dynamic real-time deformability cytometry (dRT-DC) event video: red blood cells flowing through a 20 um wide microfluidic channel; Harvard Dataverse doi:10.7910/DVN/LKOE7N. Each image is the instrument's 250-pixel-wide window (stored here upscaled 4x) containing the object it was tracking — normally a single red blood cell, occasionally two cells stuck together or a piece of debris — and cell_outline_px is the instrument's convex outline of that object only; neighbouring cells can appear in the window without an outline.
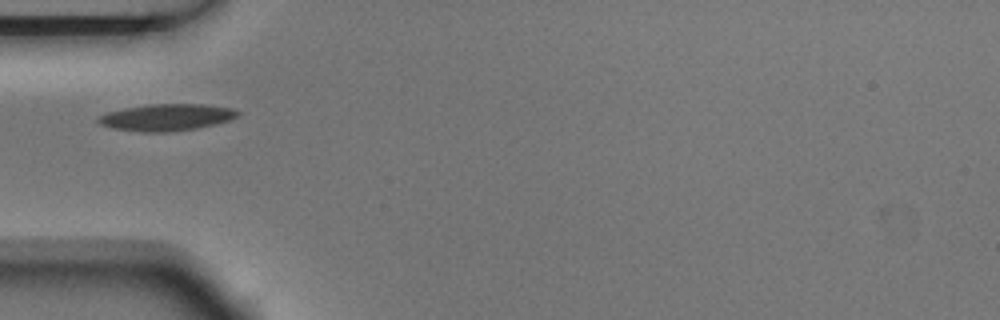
{"species": "Egyptian fruit bat (a non-hibernating species)", "species_latin": "Rousettus aegyptiacus", "temperature_condition": "room temperature", "stored_images_in_passage": 3, "camera_frame_rate_fps": 3000, "um_per_image_px": 0.085, "animal": {"sex": "male"}, "frame": {"image": 1, "passage_image": 1, "time_ms": 0.0, "image_size_px": [1000, 320], "cell_outline_px": [[240, 112], [236, 116], [228, 120], [196, 128], [168, 132], [144, 132], [112, 128], [100, 124], [96, 120], [96, 116], [108, 112], [124, 108], [148, 104], [204, 104], [232, 108]], "centroid_in_image_um": [14.09, 9.96], "position_along_channel_um": 70.9, "area_um2": 21.62}}
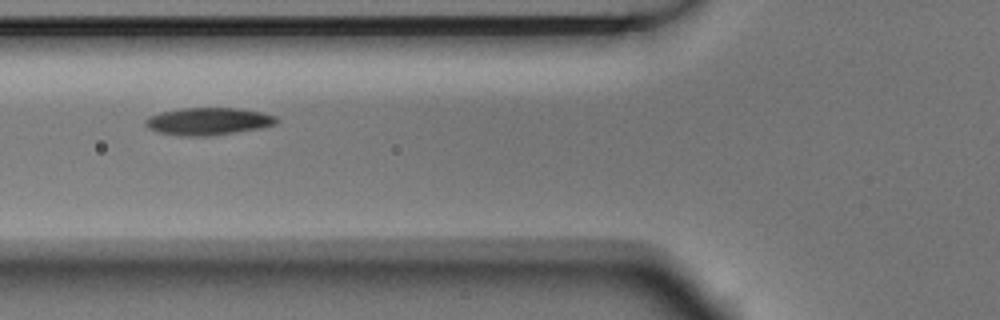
{"frame": {"image": 2, "passage_image": 2, "time_ms": 0.333, "image_size_px": [1000, 320], "cell_outline_px": [[280, 120], [276, 124], [260, 128], [208, 136], [180, 136], [160, 132], [148, 128], [144, 124], [144, 120], [148, 116], [160, 112], [180, 108], [236, 108], [260, 112], [276, 116]], "centroid_in_image_um": [17.67, 10.31], "position_along_channel_um": 108.1, "area_um2": 20.92}}
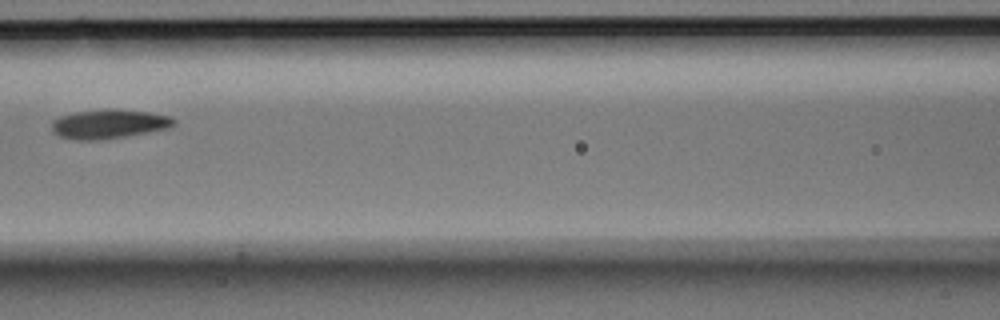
{"frame": {"image": 3, "passage_image": 3, "time_ms": 0.667, "image_size_px": [1000, 320], "cell_outline_px": [[176, 124], [172, 128], [100, 140], [76, 140], [60, 136], [52, 132], [52, 120], [60, 116], [76, 112], [108, 108], [116, 108], [148, 112], [172, 116], [176, 120]], "centroid_in_image_um": [9.3, 10.53], "position_along_channel_um": 157.3, "area_um2": 21.04}}